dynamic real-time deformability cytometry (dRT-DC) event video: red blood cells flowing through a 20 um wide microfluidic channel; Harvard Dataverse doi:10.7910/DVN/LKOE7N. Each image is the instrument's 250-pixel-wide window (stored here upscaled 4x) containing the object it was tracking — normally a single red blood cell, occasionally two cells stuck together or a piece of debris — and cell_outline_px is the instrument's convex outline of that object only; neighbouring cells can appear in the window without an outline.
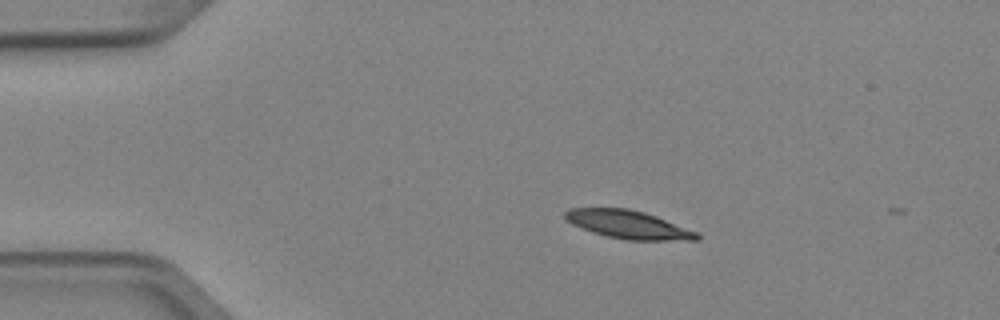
{"species": "Egyptian fruit bat (a non-hibernating species)", "species_latin": "Rousettus aegyptiacus", "temperature_condition": "cold", "stored_images_in_passage": 3, "camera_frame_rate_fps": 3000, "um_per_image_px": 0.085, "animal": {"sex": "female"}, "frame": {"image": 1, "passage_image": 2, "time_ms": 0.333, "image_size_px": [1000, 320], "cell_outline_px": [[700, 240], [624, 240], [592, 232], [572, 224], [564, 216], [564, 212], [568, 208], [628, 208], [644, 212], [656, 216], [696, 232], [700, 236]], "centroid_in_image_um": [53.38, 19.08], "position_along_channel_um": 31.6, "area_um2": 21.44}}